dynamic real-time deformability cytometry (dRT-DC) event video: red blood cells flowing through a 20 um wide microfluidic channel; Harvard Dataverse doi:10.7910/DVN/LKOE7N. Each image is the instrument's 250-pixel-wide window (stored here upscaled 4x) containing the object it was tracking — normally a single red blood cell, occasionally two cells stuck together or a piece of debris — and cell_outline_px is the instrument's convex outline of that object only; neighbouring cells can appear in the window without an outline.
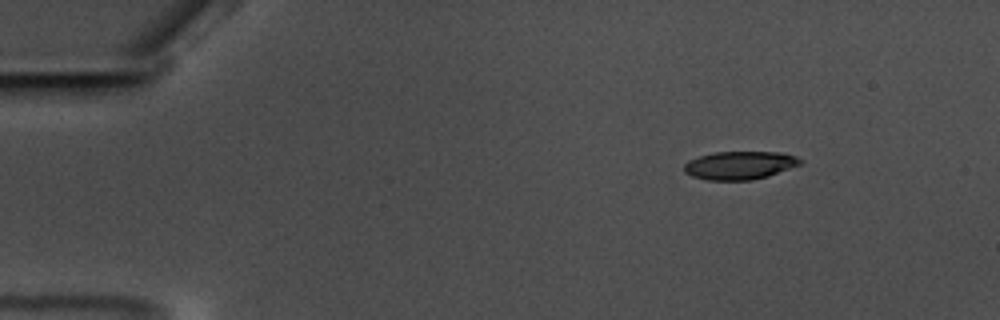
{"species": "common noctule bat (a hibernating species)", "species_latin": "Nyctalus noctula", "temperature_condition": "warm", "stored_images_in_passage": 19, "camera_frame_rate_fps": 3000, "um_per_image_px": 0.085, "animal": {"sex": "male", "body_mass_g": 17.5, "forearm_length_mm": 52.3}, "frame": {"image": 1, "passage_image": 9, "time_ms": 2.667, "image_size_px": [1000, 320], "cell_outline_px": [[804, 164], [768, 176], [752, 180], [708, 180], [692, 176], [684, 172], [684, 164], [688, 160], [700, 156], [716, 152], [784, 152], [796, 156], [804, 160]], "centroid_in_image_um": [62.94, 14.05], "position_along_channel_um": 22.1, "area_um2": 19.31}}